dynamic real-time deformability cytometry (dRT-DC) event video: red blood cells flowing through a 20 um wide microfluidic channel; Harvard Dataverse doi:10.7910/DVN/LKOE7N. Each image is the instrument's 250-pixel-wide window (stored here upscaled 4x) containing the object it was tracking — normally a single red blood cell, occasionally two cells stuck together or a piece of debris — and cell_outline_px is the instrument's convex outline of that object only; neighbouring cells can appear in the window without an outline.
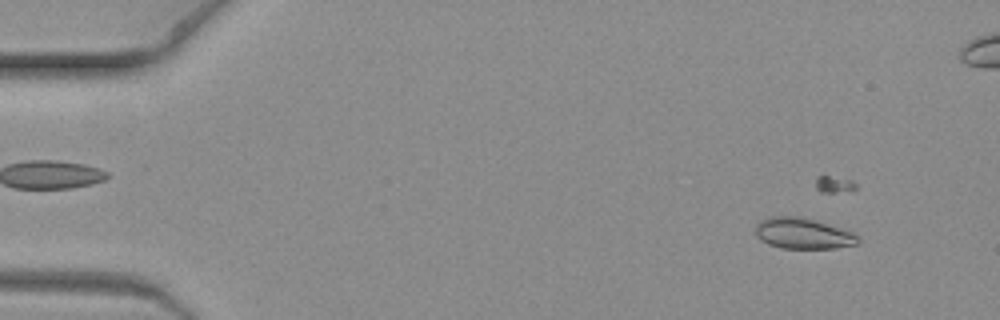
{"species": "common noctule bat (a hibernating species)", "species_latin": "Nyctalus noctula", "temperature_condition": "warm", "stored_images_in_passage": 7, "camera_frame_rate_fps": 3000, "um_per_image_px": 0.085, "animal": {"sex": "female", "body_mass_g": 19.3, "forearm_length_mm": 54.1}, "frame": {"image": 1, "passage_image": 2, "time_ms": 0.333, "image_size_px": [1000, 320], "cell_outline_px": [[860, 244], [836, 248], [780, 248], [768, 244], [760, 240], [756, 236], [756, 224], [760, 220], [768, 216], [800, 216], [852, 232], [860, 240]], "centroid_in_image_um": [68.21, 19.85], "position_along_channel_um": 16.8, "area_um2": 18.44}}